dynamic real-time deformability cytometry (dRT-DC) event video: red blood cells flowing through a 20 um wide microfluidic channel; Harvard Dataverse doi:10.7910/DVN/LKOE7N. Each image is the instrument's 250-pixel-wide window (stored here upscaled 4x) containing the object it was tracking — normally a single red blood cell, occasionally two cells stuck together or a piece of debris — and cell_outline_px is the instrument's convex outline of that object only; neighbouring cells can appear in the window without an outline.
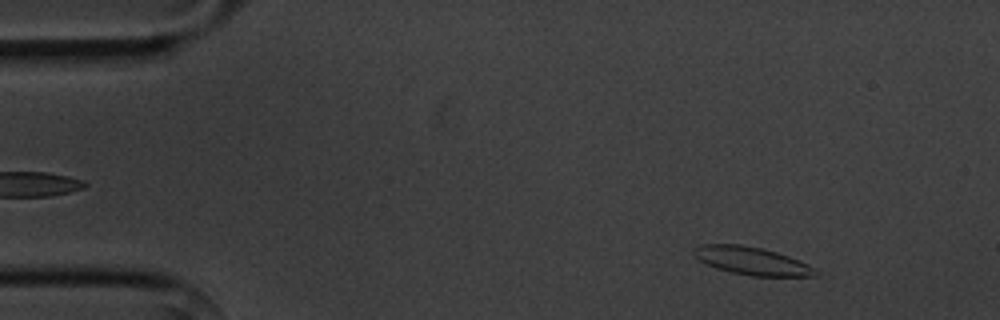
{"species": "common noctule bat (a hibernating species)", "species_latin": "Nyctalus noctula", "temperature_condition": "cold", "stored_images_in_passage": 5, "camera_frame_rate_fps": 3000, "um_per_image_px": 0.085, "animal": {"sex": "male", "body_mass_g": 20.1, "forearm_length_mm": 53.5}, "frame": {"image": 1, "passage_image": 1, "time_ms": 0.0, "image_size_px": [1000, 320], "cell_outline_px": [[820, 276], [752, 276], [732, 272], [716, 268], [692, 256], [692, 248], [700, 244], [740, 244], [764, 248], [788, 256], [808, 264], [816, 268]], "centroid_in_image_um": [63.89, 22.16], "position_along_channel_um": 21.1, "area_um2": 19.94}}
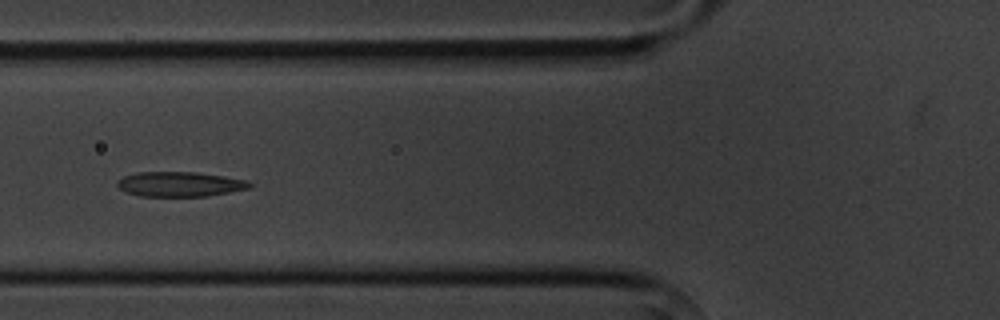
{"frame": {"image": 2, "passage_image": 5, "time_ms": 4.667, "image_size_px": [1000, 320], "cell_outline_px": [[252, 184], [248, 188], [208, 196], [140, 196], [124, 192], [116, 184], [116, 180], [124, 176], [136, 172], [196, 172], [224, 176], [248, 180]], "centroid_in_image_um": [15.24, 15.65], "position_along_channel_um": 110.6, "area_um2": 19.19}}